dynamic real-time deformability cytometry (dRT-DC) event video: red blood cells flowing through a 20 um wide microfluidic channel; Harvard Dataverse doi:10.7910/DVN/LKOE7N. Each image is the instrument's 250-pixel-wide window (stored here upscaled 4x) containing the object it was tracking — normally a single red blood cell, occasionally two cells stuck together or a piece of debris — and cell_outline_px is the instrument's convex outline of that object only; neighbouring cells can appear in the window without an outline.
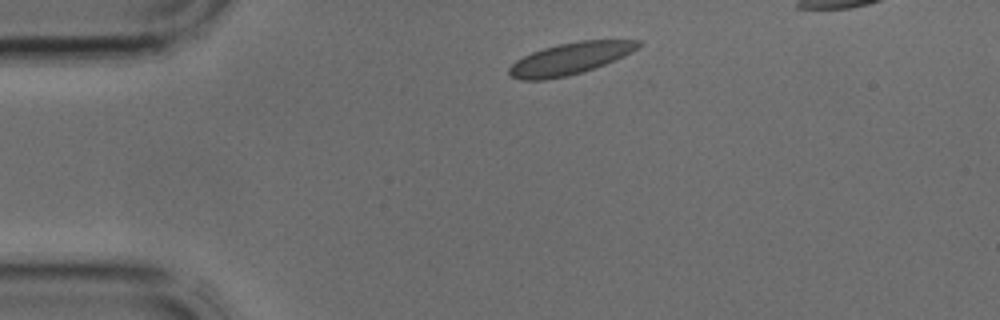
{"species": "common noctule bat (a hibernating species)", "species_latin": "Nyctalus noctula", "temperature_condition": "cold", "stored_images_in_passage": 3, "segment_of_instrument_passage": [1, 2], "camera_frame_rate_fps": 3000, "um_per_image_px": 0.085, "animal": {"sex": "male", "body_mass_g": 17.9, "forearm_length_mm": 54.2}, "frame": {"image": 1, "passage_image": 1, "time_ms": 0.0, "image_size_px": [1000, 320], "cell_outline_px": [[644, 44], [632, 52], [616, 60], [568, 76], [544, 80], [520, 80], [512, 76], [508, 72], [508, 68], [516, 60], [532, 52], [544, 48], [560, 44], [580, 40], [644, 40]], "centroid_in_image_um": [48.49, 4.97], "position_along_channel_um": 36.5, "area_um2": 23.87}}